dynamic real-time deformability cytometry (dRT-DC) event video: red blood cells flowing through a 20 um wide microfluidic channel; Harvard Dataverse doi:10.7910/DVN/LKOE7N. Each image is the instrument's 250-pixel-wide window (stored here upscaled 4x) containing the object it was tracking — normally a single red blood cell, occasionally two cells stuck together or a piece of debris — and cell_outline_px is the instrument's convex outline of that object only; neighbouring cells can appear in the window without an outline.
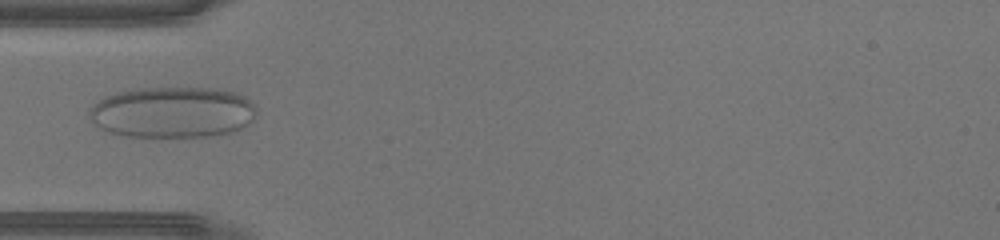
{"species": "human", "species_latin": "Homo sapiens", "temperature_condition": "warm", "stored_images_in_passage": 44, "camera_frame_rate_fps": 3000, "um_per_image_px": 0.085, "donor": {"sex": "male"}, "frame": {"image": 1, "passage_image": 14, "time_ms": 4.333, "image_size_px": [1000, 240], "cell_outline_px": [[256, 116], [248, 124], [232, 132], [208, 136], [124, 136], [108, 132], [92, 124], [88, 112], [92, 104], [100, 96], [116, 92], [140, 88], [216, 88], [236, 92], [244, 96], [256, 104]], "centroid_in_image_um": [14.63, 9.53], "position_along_channel_um": 70.4, "area_um2": 50.4}}
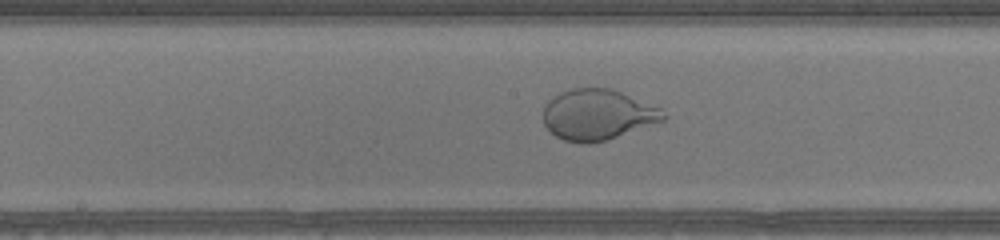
{"frame": {"image": 2, "passage_image": 22, "time_ms": 7.0, "image_size_px": [1000, 240], "cell_outline_px": [[668, 116], [664, 120], [604, 140], [588, 144], [580, 144], [564, 140], [556, 136], [544, 124], [544, 108], [548, 100], [560, 92], [572, 88], [608, 88], [620, 92], [660, 108]], "centroid_in_image_um": [50.76, 9.74], "position_along_channel_um": 197.4, "area_um2": 34.97}}
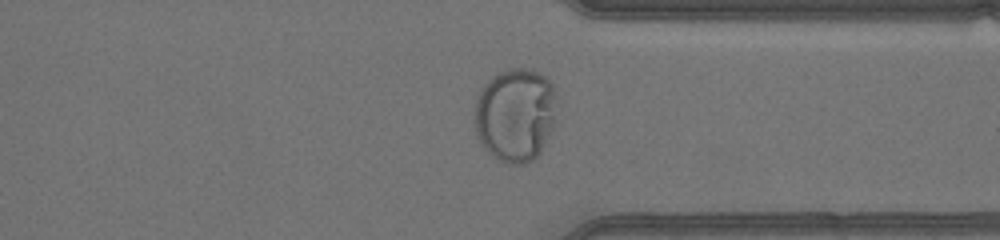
{"frame": {"image": 3, "passage_image": 33, "time_ms": 10.667, "image_size_px": [1000, 240], "cell_outline_px": [[556, 96], [552, 128], [540, 152], [532, 160], [524, 164], [504, 164], [496, 160], [484, 148], [476, 132], [476, 96], [480, 88], [492, 76], [508, 68], [532, 68], [540, 72], [552, 84]], "centroid_in_image_um": [43.79, 9.74], "position_along_channel_um": 367.6, "area_um2": 44.97}}